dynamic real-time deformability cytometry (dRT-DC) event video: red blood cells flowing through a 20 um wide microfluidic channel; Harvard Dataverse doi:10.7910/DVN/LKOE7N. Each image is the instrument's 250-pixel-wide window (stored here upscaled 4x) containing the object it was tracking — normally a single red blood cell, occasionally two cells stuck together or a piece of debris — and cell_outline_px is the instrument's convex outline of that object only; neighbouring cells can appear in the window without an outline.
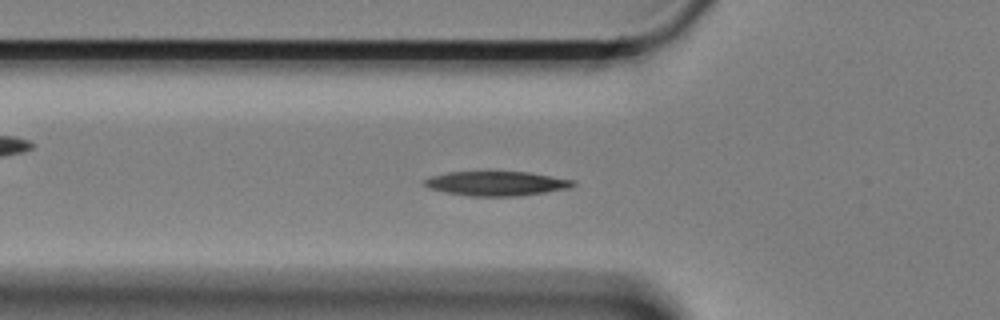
{"species": "Egyptian fruit bat (a non-hibernating species)", "species_latin": "Rousettus aegyptiacus", "temperature_condition": "cold", "stored_images_in_passage": 36, "camera_frame_rate_fps": 3000, "um_per_image_px": 0.085, "animal": {"sex": "female"}, "frame": {"image": 1, "passage_image": 9, "time_ms": 2.667, "image_size_px": [1000, 320], "cell_outline_px": [[576, 184], [568, 188], [520, 196], [468, 196], [444, 192], [428, 188], [420, 184], [428, 176], [448, 172], [528, 172], [576, 180]], "centroid_in_image_um": [42.14, 15.6], "position_along_channel_um": 83.7, "area_um2": 21.33}}
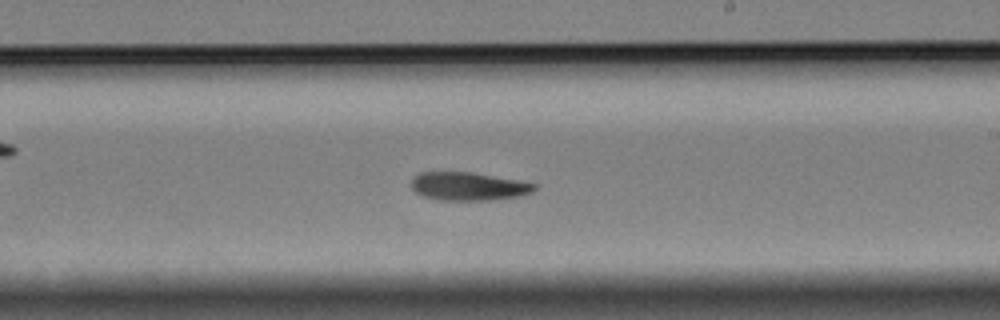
{"frame": {"image": 2, "passage_image": 24, "time_ms": 7.667, "image_size_px": [1000, 320], "cell_outline_px": [[536, 188], [532, 192], [520, 196], [488, 200], [440, 200], [420, 196], [412, 188], [412, 180], [420, 172], [472, 172], [520, 180], [536, 184]], "centroid_in_image_um": [39.82, 15.84], "position_along_channel_um": 249.2, "area_um2": 20.29}}
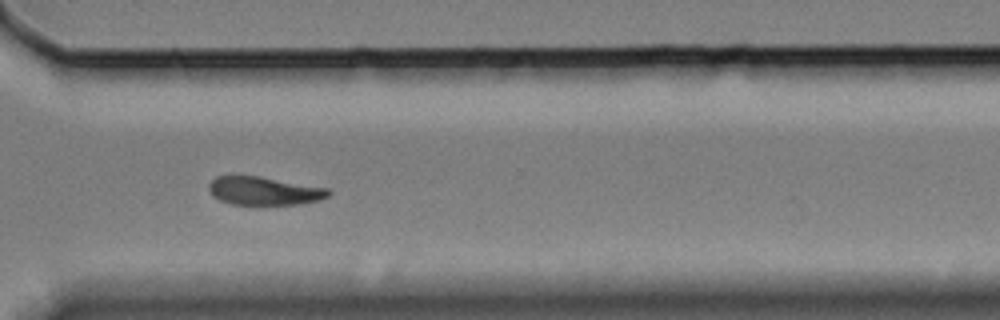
{"frame": {"image": 3, "passage_image": 33, "time_ms": 10.667, "image_size_px": [1000, 320], "cell_outline_px": [[332, 192], [328, 196], [320, 200], [300, 204], [232, 204], [220, 200], [212, 196], [208, 188], [208, 184], [216, 176], [260, 176], [328, 188]], "centroid_in_image_um": [22.45, 16.22], "position_along_channel_um": 348.1, "area_um2": 19.71}, "authors_computed_cell_mechanics": {"area_um2": 21.1837, "velocity_mm_per_s": 3.2941, "shape_relaxation_time_tau1_ms": 4.201, "shape_relaxation_time_tau2_ms": 6.0938, "deformation_change_tau1": 0.1237, "deformation_change_tau2": 0.0971}}